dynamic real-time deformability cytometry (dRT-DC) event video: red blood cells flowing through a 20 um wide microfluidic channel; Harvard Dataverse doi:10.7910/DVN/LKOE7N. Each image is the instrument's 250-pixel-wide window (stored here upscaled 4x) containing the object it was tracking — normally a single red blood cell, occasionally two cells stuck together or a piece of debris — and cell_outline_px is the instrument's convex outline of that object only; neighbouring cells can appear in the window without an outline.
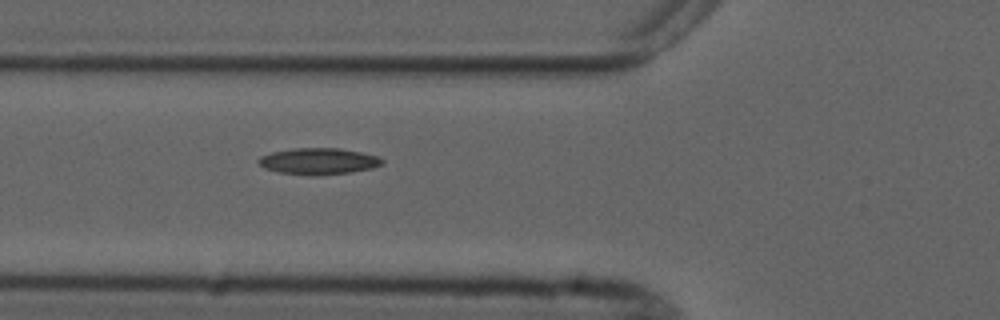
{"species": "common noctule bat (a hibernating species)", "species_latin": "Nyctalus noctula", "temperature_condition": "cold", "stored_images_in_passage": 6, "camera_frame_rate_fps": 3000, "um_per_image_px": 0.085, "animal": {"sex": "male", "forearm_length_mm": 52.5}, "frame": {"image": 1, "passage_image": 6, "time_ms": 5.667, "image_size_px": [1000, 320], "cell_outline_px": [[384, 164], [372, 168], [352, 172], [316, 176], [312, 176], [280, 172], [264, 168], [256, 160], [260, 156], [272, 152], [292, 148], [340, 148], [360, 152], [376, 156], [384, 160]], "centroid_in_image_um": [27.07, 13.71], "position_along_channel_um": 98.7, "area_um2": 19.13}}